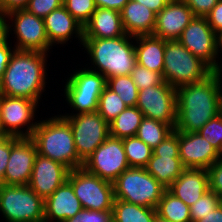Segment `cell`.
I'll return each mask as SVG.
<instances>
[{"instance_id": "2", "label": "cell", "mask_w": 222, "mask_h": 222, "mask_svg": "<svg viewBox=\"0 0 222 222\" xmlns=\"http://www.w3.org/2000/svg\"><path fill=\"white\" fill-rule=\"evenodd\" d=\"M46 56L39 51L14 50L0 82V94L39 102L47 83Z\"/></svg>"}, {"instance_id": "20", "label": "cell", "mask_w": 222, "mask_h": 222, "mask_svg": "<svg viewBox=\"0 0 222 222\" xmlns=\"http://www.w3.org/2000/svg\"><path fill=\"white\" fill-rule=\"evenodd\" d=\"M82 209L72 185L66 181L44 200V222H64Z\"/></svg>"}, {"instance_id": "4", "label": "cell", "mask_w": 222, "mask_h": 222, "mask_svg": "<svg viewBox=\"0 0 222 222\" xmlns=\"http://www.w3.org/2000/svg\"><path fill=\"white\" fill-rule=\"evenodd\" d=\"M31 138L39 155L60 162L70 170L83 166L75 148L70 124L62 115L38 121Z\"/></svg>"}, {"instance_id": "46", "label": "cell", "mask_w": 222, "mask_h": 222, "mask_svg": "<svg viewBox=\"0 0 222 222\" xmlns=\"http://www.w3.org/2000/svg\"><path fill=\"white\" fill-rule=\"evenodd\" d=\"M29 0H0V20L8 12L27 7Z\"/></svg>"}, {"instance_id": "12", "label": "cell", "mask_w": 222, "mask_h": 222, "mask_svg": "<svg viewBox=\"0 0 222 222\" xmlns=\"http://www.w3.org/2000/svg\"><path fill=\"white\" fill-rule=\"evenodd\" d=\"M82 167L89 173L113 183L129 168L122 139L109 136L83 162Z\"/></svg>"}, {"instance_id": "31", "label": "cell", "mask_w": 222, "mask_h": 222, "mask_svg": "<svg viewBox=\"0 0 222 222\" xmlns=\"http://www.w3.org/2000/svg\"><path fill=\"white\" fill-rule=\"evenodd\" d=\"M129 167L145 168L153 149L136 136L122 139Z\"/></svg>"}, {"instance_id": "23", "label": "cell", "mask_w": 222, "mask_h": 222, "mask_svg": "<svg viewBox=\"0 0 222 222\" xmlns=\"http://www.w3.org/2000/svg\"><path fill=\"white\" fill-rule=\"evenodd\" d=\"M125 33L132 37L152 35L157 14L134 0H129L120 11Z\"/></svg>"}, {"instance_id": "11", "label": "cell", "mask_w": 222, "mask_h": 222, "mask_svg": "<svg viewBox=\"0 0 222 222\" xmlns=\"http://www.w3.org/2000/svg\"><path fill=\"white\" fill-rule=\"evenodd\" d=\"M178 41L214 72L219 69L218 35L208 24L206 17L195 16L184 28Z\"/></svg>"}, {"instance_id": "3", "label": "cell", "mask_w": 222, "mask_h": 222, "mask_svg": "<svg viewBox=\"0 0 222 222\" xmlns=\"http://www.w3.org/2000/svg\"><path fill=\"white\" fill-rule=\"evenodd\" d=\"M131 39L135 37L127 34L117 38H83V47L91 57L96 72L109 79L130 75L136 65L135 43Z\"/></svg>"}, {"instance_id": "8", "label": "cell", "mask_w": 222, "mask_h": 222, "mask_svg": "<svg viewBox=\"0 0 222 222\" xmlns=\"http://www.w3.org/2000/svg\"><path fill=\"white\" fill-rule=\"evenodd\" d=\"M0 212L8 222H44V200L28 185L0 184Z\"/></svg>"}, {"instance_id": "24", "label": "cell", "mask_w": 222, "mask_h": 222, "mask_svg": "<svg viewBox=\"0 0 222 222\" xmlns=\"http://www.w3.org/2000/svg\"><path fill=\"white\" fill-rule=\"evenodd\" d=\"M125 34L121 14L113 9L96 8L83 26V38H117Z\"/></svg>"}, {"instance_id": "17", "label": "cell", "mask_w": 222, "mask_h": 222, "mask_svg": "<svg viewBox=\"0 0 222 222\" xmlns=\"http://www.w3.org/2000/svg\"><path fill=\"white\" fill-rule=\"evenodd\" d=\"M179 157L185 168L207 170L222 155L198 132L179 131Z\"/></svg>"}, {"instance_id": "53", "label": "cell", "mask_w": 222, "mask_h": 222, "mask_svg": "<svg viewBox=\"0 0 222 222\" xmlns=\"http://www.w3.org/2000/svg\"><path fill=\"white\" fill-rule=\"evenodd\" d=\"M216 72L219 74L222 80V64L220 65L219 69Z\"/></svg>"}, {"instance_id": "36", "label": "cell", "mask_w": 222, "mask_h": 222, "mask_svg": "<svg viewBox=\"0 0 222 222\" xmlns=\"http://www.w3.org/2000/svg\"><path fill=\"white\" fill-rule=\"evenodd\" d=\"M63 6L82 26L96 10L94 0H63Z\"/></svg>"}, {"instance_id": "37", "label": "cell", "mask_w": 222, "mask_h": 222, "mask_svg": "<svg viewBox=\"0 0 222 222\" xmlns=\"http://www.w3.org/2000/svg\"><path fill=\"white\" fill-rule=\"evenodd\" d=\"M138 90L156 86L164 82L161 73L149 70L136 63L130 74Z\"/></svg>"}, {"instance_id": "29", "label": "cell", "mask_w": 222, "mask_h": 222, "mask_svg": "<svg viewBox=\"0 0 222 222\" xmlns=\"http://www.w3.org/2000/svg\"><path fill=\"white\" fill-rule=\"evenodd\" d=\"M157 215L170 222H191L189 206L166 190L157 207Z\"/></svg>"}, {"instance_id": "26", "label": "cell", "mask_w": 222, "mask_h": 222, "mask_svg": "<svg viewBox=\"0 0 222 222\" xmlns=\"http://www.w3.org/2000/svg\"><path fill=\"white\" fill-rule=\"evenodd\" d=\"M81 68L75 71L65 83L64 92H82L87 94H101L107 85V79L96 69Z\"/></svg>"}, {"instance_id": "42", "label": "cell", "mask_w": 222, "mask_h": 222, "mask_svg": "<svg viewBox=\"0 0 222 222\" xmlns=\"http://www.w3.org/2000/svg\"><path fill=\"white\" fill-rule=\"evenodd\" d=\"M9 36L10 34L6 35L0 29V82L2 80L6 67L9 64L10 57L15 50V48L12 46L10 47L8 43ZM11 48L13 49L11 50Z\"/></svg>"}, {"instance_id": "54", "label": "cell", "mask_w": 222, "mask_h": 222, "mask_svg": "<svg viewBox=\"0 0 222 222\" xmlns=\"http://www.w3.org/2000/svg\"><path fill=\"white\" fill-rule=\"evenodd\" d=\"M222 117V103H221V107H220V113H219Z\"/></svg>"}, {"instance_id": "15", "label": "cell", "mask_w": 222, "mask_h": 222, "mask_svg": "<svg viewBox=\"0 0 222 222\" xmlns=\"http://www.w3.org/2000/svg\"><path fill=\"white\" fill-rule=\"evenodd\" d=\"M145 169L165 188H168L185 167L179 157V131L170 133L154 149Z\"/></svg>"}, {"instance_id": "33", "label": "cell", "mask_w": 222, "mask_h": 222, "mask_svg": "<svg viewBox=\"0 0 222 222\" xmlns=\"http://www.w3.org/2000/svg\"><path fill=\"white\" fill-rule=\"evenodd\" d=\"M126 108L127 105L118 94L106 86L99 97V115L109 124Z\"/></svg>"}, {"instance_id": "51", "label": "cell", "mask_w": 222, "mask_h": 222, "mask_svg": "<svg viewBox=\"0 0 222 222\" xmlns=\"http://www.w3.org/2000/svg\"><path fill=\"white\" fill-rule=\"evenodd\" d=\"M6 136H7V134L3 130V127H2V124H1V121H0V139L4 138Z\"/></svg>"}, {"instance_id": "22", "label": "cell", "mask_w": 222, "mask_h": 222, "mask_svg": "<svg viewBox=\"0 0 222 222\" xmlns=\"http://www.w3.org/2000/svg\"><path fill=\"white\" fill-rule=\"evenodd\" d=\"M44 19L45 31L49 43L65 44L76 35L83 45V26L66 10L64 6L53 10Z\"/></svg>"}, {"instance_id": "32", "label": "cell", "mask_w": 222, "mask_h": 222, "mask_svg": "<svg viewBox=\"0 0 222 222\" xmlns=\"http://www.w3.org/2000/svg\"><path fill=\"white\" fill-rule=\"evenodd\" d=\"M106 86L118 94L127 107L136 106L139 90L130 75L111 77Z\"/></svg>"}, {"instance_id": "10", "label": "cell", "mask_w": 222, "mask_h": 222, "mask_svg": "<svg viewBox=\"0 0 222 222\" xmlns=\"http://www.w3.org/2000/svg\"><path fill=\"white\" fill-rule=\"evenodd\" d=\"M72 129L79 159L84 162L109 137V124L99 113L62 115Z\"/></svg>"}, {"instance_id": "48", "label": "cell", "mask_w": 222, "mask_h": 222, "mask_svg": "<svg viewBox=\"0 0 222 222\" xmlns=\"http://www.w3.org/2000/svg\"><path fill=\"white\" fill-rule=\"evenodd\" d=\"M158 14L170 0H134Z\"/></svg>"}, {"instance_id": "1", "label": "cell", "mask_w": 222, "mask_h": 222, "mask_svg": "<svg viewBox=\"0 0 222 222\" xmlns=\"http://www.w3.org/2000/svg\"><path fill=\"white\" fill-rule=\"evenodd\" d=\"M176 131L197 132L220 113L222 80L213 72L203 81L176 89Z\"/></svg>"}, {"instance_id": "7", "label": "cell", "mask_w": 222, "mask_h": 222, "mask_svg": "<svg viewBox=\"0 0 222 222\" xmlns=\"http://www.w3.org/2000/svg\"><path fill=\"white\" fill-rule=\"evenodd\" d=\"M6 18L10 20L13 25L7 23ZM11 27L14 28L12 29ZM0 29L6 35H9V31H14L13 34H15L17 38V43L14 45L15 50L47 53L52 47L46 35L44 19L35 16L25 8L16 9L4 15L0 20Z\"/></svg>"}, {"instance_id": "9", "label": "cell", "mask_w": 222, "mask_h": 222, "mask_svg": "<svg viewBox=\"0 0 222 222\" xmlns=\"http://www.w3.org/2000/svg\"><path fill=\"white\" fill-rule=\"evenodd\" d=\"M83 209L112 211L113 183L91 174L83 167L70 170L67 180Z\"/></svg>"}, {"instance_id": "16", "label": "cell", "mask_w": 222, "mask_h": 222, "mask_svg": "<svg viewBox=\"0 0 222 222\" xmlns=\"http://www.w3.org/2000/svg\"><path fill=\"white\" fill-rule=\"evenodd\" d=\"M37 154L36 144L31 137L11 135V154L1 184L28 185Z\"/></svg>"}, {"instance_id": "13", "label": "cell", "mask_w": 222, "mask_h": 222, "mask_svg": "<svg viewBox=\"0 0 222 222\" xmlns=\"http://www.w3.org/2000/svg\"><path fill=\"white\" fill-rule=\"evenodd\" d=\"M136 107L144 117L161 121L175 129L177 118L176 89L166 81L139 90Z\"/></svg>"}, {"instance_id": "43", "label": "cell", "mask_w": 222, "mask_h": 222, "mask_svg": "<svg viewBox=\"0 0 222 222\" xmlns=\"http://www.w3.org/2000/svg\"><path fill=\"white\" fill-rule=\"evenodd\" d=\"M195 16L205 17L219 0H183Z\"/></svg>"}, {"instance_id": "19", "label": "cell", "mask_w": 222, "mask_h": 222, "mask_svg": "<svg viewBox=\"0 0 222 222\" xmlns=\"http://www.w3.org/2000/svg\"><path fill=\"white\" fill-rule=\"evenodd\" d=\"M195 15L183 0H170L156 16L153 36L163 40H178Z\"/></svg>"}, {"instance_id": "40", "label": "cell", "mask_w": 222, "mask_h": 222, "mask_svg": "<svg viewBox=\"0 0 222 222\" xmlns=\"http://www.w3.org/2000/svg\"><path fill=\"white\" fill-rule=\"evenodd\" d=\"M64 222H113V212L82 209Z\"/></svg>"}, {"instance_id": "25", "label": "cell", "mask_w": 222, "mask_h": 222, "mask_svg": "<svg viewBox=\"0 0 222 222\" xmlns=\"http://www.w3.org/2000/svg\"><path fill=\"white\" fill-rule=\"evenodd\" d=\"M134 40L137 64L162 74L166 40L153 35L138 36Z\"/></svg>"}, {"instance_id": "30", "label": "cell", "mask_w": 222, "mask_h": 222, "mask_svg": "<svg viewBox=\"0 0 222 222\" xmlns=\"http://www.w3.org/2000/svg\"><path fill=\"white\" fill-rule=\"evenodd\" d=\"M173 131L168 124L144 117L135 136L154 149Z\"/></svg>"}, {"instance_id": "5", "label": "cell", "mask_w": 222, "mask_h": 222, "mask_svg": "<svg viewBox=\"0 0 222 222\" xmlns=\"http://www.w3.org/2000/svg\"><path fill=\"white\" fill-rule=\"evenodd\" d=\"M214 71L201 59L194 56L178 40H166L163 79L177 89L198 83Z\"/></svg>"}, {"instance_id": "35", "label": "cell", "mask_w": 222, "mask_h": 222, "mask_svg": "<svg viewBox=\"0 0 222 222\" xmlns=\"http://www.w3.org/2000/svg\"><path fill=\"white\" fill-rule=\"evenodd\" d=\"M221 205V197L215 192L208 190L196 203L189 207L191 222L204 218L215 208Z\"/></svg>"}, {"instance_id": "41", "label": "cell", "mask_w": 222, "mask_h": 222, "mask_svg": "<svg viewBox=\"0 0 222 222\" xmlns=\"http://www.w3.org/2000/svg\"><path fill=\"white\" fill-rule=\"evenodd\" d=\"M209 176V190L222 197V157L207 169Z\"/></svg>"}, {"instance_id": "45", "label": "cell", "mask_w": 222, "mask_h": 222, "mask_svg": "<svg viewBox=\"0 0 222 222\" xmlns=\"http://www.w3.org/2000/svg\"><path fill=\"white\" fill-rule=\"evenodd\" d=\"M205 17L217 35L222 33V0H219Z\"/></svg>"}, {"instance_id": "50", "label": "cell", "mask_w": 222, "mask_h": 222, "mask_svg": "<svg viewBox=\"0 0 222 222\" xmlns=\"http://www.w3.org/2000/svg\"><path fill=\"white\" fill-rule=\"evenodd\" d=\"M219 48H221V49H219ZM221 50V52H222V33H220L219 35H218V58H220L219 57V51Z\"/></svg>"}, {"instance_id": "47", "label": "cell", "mask_w": 222, "mask_h": 222, "mask_svg": "<svg viewBox=\"0 0 222 222\" xmlns=\"http://www.w3.org/2000/svg\"><path fill=\"white\" fill-rule=\"evenodd\" d=\"M129 0H94L96 8H105L121 11Z\"/></svg>"}, {"instance_id": "49", "label": "cell", "mask_w": 222, "mask_h": 222, "mask_svg": "<svg viewBox=\"0 0 222 222\" xmlns=\"http://www.w3.org/2000/svg\"><path fill=\"white\" fill-rule=\"evenodd\" d=\"M195 222H222V204L217 208H215L204 218L197 220Z\"/></svg>"}, {"instance_id": "18", "label": "cell", "mask_w": 222, "mask_h": 222, "mask_svg": "<svg viewBox=\"0 0 222 222\" xmlns=\"http://www.w3.org/2000/svg\"><path fill=\"white\" fill-rule=\"evenodd\" d=\"M69 172L60 162L37 154L28 186L45 200L68 180Z\"/></svg>"}, {"instance_id": "28", "label": "cell", "mask_w": 222, "mask_h": 222, "mask_svg": "<svg viewBox=\"0 0 222 222\" xmlns=\"http://www.w3.org/2000/svg\"><path fill=\"white\" fill-rule=\"evenodd\" d=\"M113 222H154L155 208L144 207L123 200L114 199Z\"/></svg>"}, {"instance_id": "21", "label": "cell", "mask_w": 222, "mask_h": 222, "mask_svg": "<svg viewBox=\"0 0 222 222\" xmlns=\"http://www.w3.org/2000/svg\"><path fill=\"white\" fill-rule=\"evenodd\" d=\"M167 190L190 207L209 190L208 171L185 168Z\"/></svg>"}, {"instance_id": "34", "label": "cell", "mask_w": 222, "mask_h": 222, "mask_svg": "<svg viewBox=\"0 0 222 222\" xmlns=\"http://www.w3.org/2000/svg\"><path fill=\"white\" fill-rule=\"evenodd\" d=\"M66 101L76 114L92 113L98 110L99 97L101 94H87L82 92H65Z\"/></svg>"}, {"instance_id": "44", "label": "cell", "mask_w": 222, "mask_h": 222, "mask_svg": "<svg viewBox=\"0 0 222 222\" xmlns=\"http://www.w3.org/2000/svg\"><path fill=\"white\" fill-rule=\"evenodd\" d=\"M11 154V135L0 139V184L4 181L5 170Z\"/></svg>"}, {"instance_id": "6", "label": "cell", "mask_w": 222, "mask_h": 222, "mask_svg": "<svg viewBox=\"0 0 222 222\" xmlns=\"http://www.w3.org/2000/svg\"><path fill=\"white\" fill-rule=\"evenodd\" d=\"M166 190L145 168L129 167L113 182L114 199L155 209Z\"/></svg>"}, {"instance_id": "14", "label": "cell", "mask_w": 222, "mask_h": 222, "mask_svg": "<svg viewBox=\"0 0 222 222\" xmlns=\"http://www.w3.org/2000/svg\"><path fill=\"white\" fill-rule=\"evenodd\" d=\"M38 102L24 97L0 94V121L7 135L31 137L38 121L33 122ZM32 122V123H31ZM26 126V130H21Z\"/></svg>"}, {"instance_id": "52", "label": "cell", "mask_w": 222, "mask_h": 222, "mask_svg": "<svg viewBox=\"0 0 222 222\" xmlns=\"http://www.w3.org/2000/svg\"><path fill=\"white\" fill-rule=\"evenodd\" d=\"M154 222H170V221L164 220L157 215L154 219Z\"/></svg>"}, {"instance_id": "38", "label": "cell", "mask_w": 222, "mask_h": 222, "mask_svg": "<svg viewBox=\"0 0 222 222\" xmlns=\"http://www.w3.org/2000/svg\"><path fill=\"white\" fill-rule=\"evenodd\" d=\"M197 132L222 155V117L220 114L210 119Z\"/></svg>"}, {"instance_id": "27", "label": "cell", "mask_w": 222, "mask_h": 222, "mask_svg": "<svg viewBox=\"0 0 222 222\" xmlns=\"http://www.w3.org/2000/svg\"><path fill=\"white\" fill-rule=\"evenodd\" d=\"M143 113L136 107H127L109 123V136L123 139L136 135Z\"/></svg>"}, {"instance_id": "39", "label": "cell", "mask_w": 222, "mask_h": 222, "mask_svg": "<svg viewBox=\"0 0 222 222\" xmlns=\"http://www.w3.org/2000/svg\"><path fill=\"white\" fill-rule=\"evenodd\" d=\"M63 6V0H29L25 8L37 17L45 18L53 10Z\"/></svg>"}]
</instances>
